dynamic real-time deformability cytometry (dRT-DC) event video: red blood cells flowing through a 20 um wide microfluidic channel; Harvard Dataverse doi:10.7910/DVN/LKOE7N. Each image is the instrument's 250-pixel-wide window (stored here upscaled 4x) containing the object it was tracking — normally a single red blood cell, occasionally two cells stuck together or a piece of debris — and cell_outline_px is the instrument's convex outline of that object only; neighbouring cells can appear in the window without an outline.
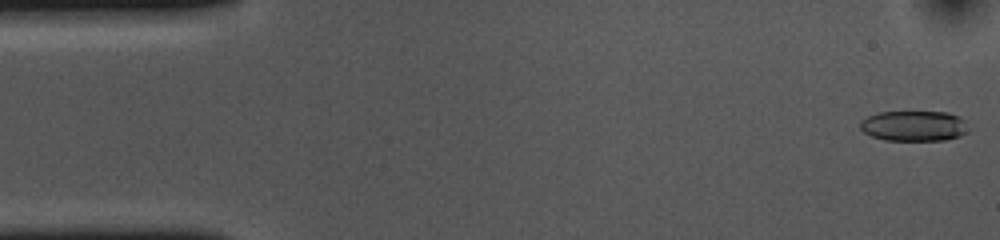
{"species": "common noctule bat (a hibernating species)", "species_latin": "Nyctalus noctula", "temperature_condition": "cold", "stored_images_in_passage": 53, "camera_frame_rate_fps": 3000, "um_per_image_px": 0.085, "animal": {"sex": "female", "body_mass_g": 10.0, "forearm_length_mm": 53.1}, "frame": {"image": 1, "passage_image": 1, "time_ms": 0.0, "image_size_px": [1000, 240], "cell_outline_px": [[972, 128], [960, 136], [944, 140], [884, 140], [872, 136], [864, 132], [860, 128], [860, 120], [868, 116], [880, 112], [948, 112], [960, 116]], "centroid_in_image_um": [77.73, 10.7], "position_along_channel_um": 7.3, "area_um2": 19.36}}
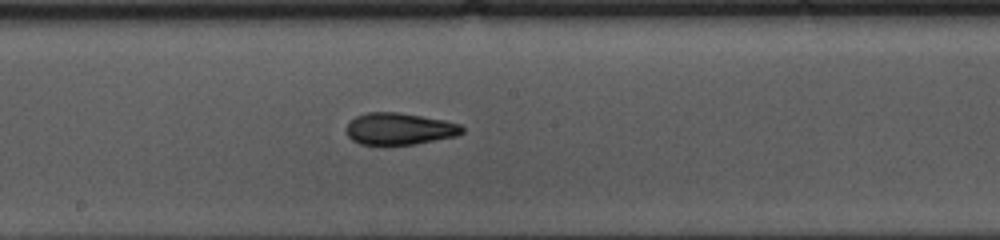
{"frame": {"image": 2, "passage_image": 27, "time_ms": 8.667, "image_size_px": [1000, 240], "cell_outline_px": [[464, 132], [456, 136], [416, 144], [376, 148], [360, 144], [352, 140], [348, 136], [348, 124], [356, 116], [368, 112], [396, 112], [444, 120], [460, 124], [464, 128]], "centroid_in_image_um": [33.93, 11.0], "position_along_channel_um": 214.3, "area_um2": 22.02}}
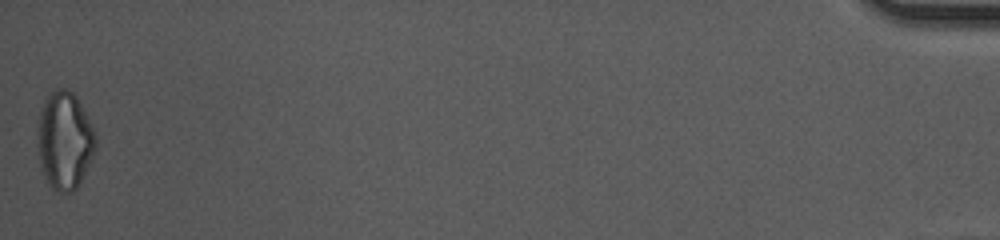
{"frame": {"image": 3, "passage_image": 53, "time_ms": 17.333, "image_size_px": [1000, 240], "cell_outline_px": [[96, 148], [76, 188], [72, 192], [56, 192], [48, 184], [40, 168], [40, 112], [44, 100], [56, 88], [68, 88], [76, 96], [96, 132]], "centroid_in_image_um": [5.52, 11.94], "position_along_channel_um": 429.7, "area_um2": 32.37}, "authors_computed_cell_mechanics": {"area_um2": 21.8484, "velocity_mm_per_s": 3.669, "shape_relaxation_time_tau1_ms": 4.9053, "shape_relaxation_time_tau2_ms": 2.9263, "deformation_change_tau1": 0.1451, "deformation_change_tau2": 0.0997}}